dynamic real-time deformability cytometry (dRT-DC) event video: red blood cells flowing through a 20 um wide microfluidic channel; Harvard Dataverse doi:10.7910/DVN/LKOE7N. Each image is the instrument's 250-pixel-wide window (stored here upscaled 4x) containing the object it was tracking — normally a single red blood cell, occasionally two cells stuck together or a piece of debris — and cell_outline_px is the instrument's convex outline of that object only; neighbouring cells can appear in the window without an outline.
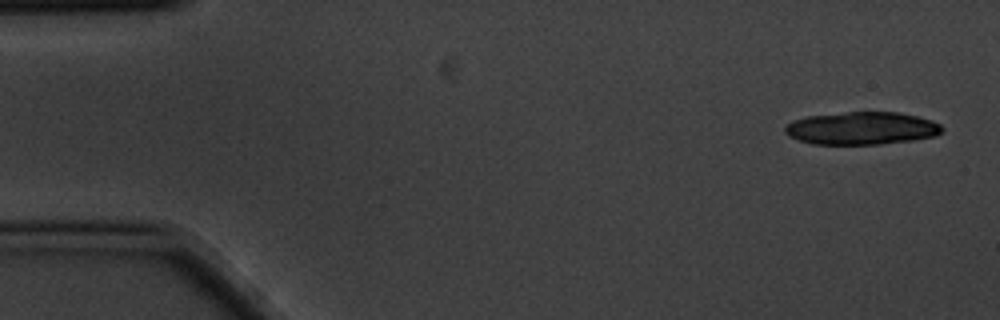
{"species": "common noctule bat (a hibernating species)", "species_latin": "Nyctalus noctula", "temperature_condition": "cold", "stored_images_in_passage": 5, "camera_frame_rate_fps": 3000, "um_per_image_px": 0.085, "animal": {"sex": "male", "body_mass_g": 20.1, "forearm_length_mm": 53.5}, "frame": {"image": 1, "passage_image": 1, "time_ms": 0.0, "image_size_px": [1000, 320], "cell_outline_px": [[944, 128], [936, 136], [912, 140], [880, 144], [812, 144], [788, 136], [784, 132], [784, 128], [792, 120], [808, 116], [848, 112], [896, 112], [916, 116], [940, 124]], "centroid_in_image_um": [73.22, 10.91], "position_along_channel_um": 11.8, "area_um2": 29.77}}